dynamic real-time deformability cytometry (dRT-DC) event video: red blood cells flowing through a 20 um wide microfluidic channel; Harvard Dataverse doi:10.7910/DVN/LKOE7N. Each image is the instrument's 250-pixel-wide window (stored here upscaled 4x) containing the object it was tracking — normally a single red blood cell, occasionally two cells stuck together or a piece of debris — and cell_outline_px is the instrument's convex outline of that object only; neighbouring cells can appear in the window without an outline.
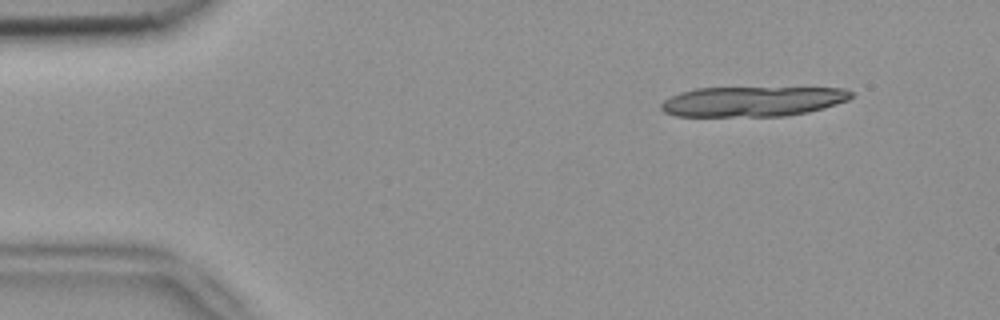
{"species": "common noctule bat (a hibernating species)", "species_latin": "Nyctalus noctula", "temperature_condition": "room temperature", "stored_images_in_passage": 5, "camera_frame_rate_fps": 3000, "um_per_image_px": 0.085, "animal": {"sex": "female", "body_mass_g": 18.4}, "frame": {"image": 1, "passage_image": 2, "time_ms": 0.333, "image_size_px": [1000, 320], "cell_outline_px": [[852, 96], [848, 100], [824, 108], [808, 112], [784, 116], [676, 116], [664, 112], [660, 108], [660, 104], [664, 100], [680, 92], [696, 88], [844, 88], [852, 92]], "centroid_in_image_um": [63.95, 8.62], "position_along_channel_um": 21.1, "area_um2": 33.18}}